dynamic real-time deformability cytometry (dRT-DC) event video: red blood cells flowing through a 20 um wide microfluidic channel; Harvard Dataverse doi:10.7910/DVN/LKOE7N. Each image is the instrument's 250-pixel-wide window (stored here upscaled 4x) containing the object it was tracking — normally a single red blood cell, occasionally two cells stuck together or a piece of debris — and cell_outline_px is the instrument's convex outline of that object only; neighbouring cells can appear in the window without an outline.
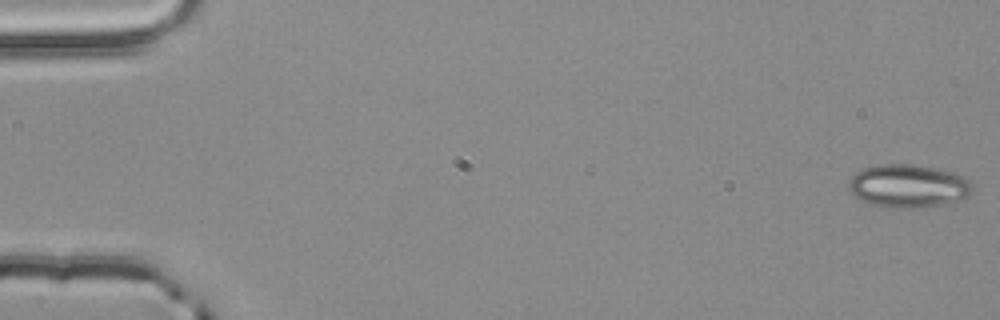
{"species": "common noctule bat (a hibernating species)", "species_latin": "Nyctalus noctula", "temperature_condition": "room temperature", "stored_images_in_passage": 55, "camera_frame_rate_fps": 3000, "um_per_image_px": 0.085, "animal": {"sex": "male", "body_mass_g": 20.4}, "frame": {"image": 1, "passage_image": 1, "time_ms": 0.0, "image_size_px": [1000, 320], "cell_outline_px": [[972, 192], [968, 196], [960, 200], [944, 204], [912, 208], [892, 208], [872, 204], [856, 196], [848, 188], [848, 180], [856, 172], [864, 168], [880, 164], [908, 164], [932, 168], [952, 172], [972, 180]], "centroid_in_image_um": [77.22, 15.81], "position_along_channel_um": 7.8, "area_um2": 30.92}}
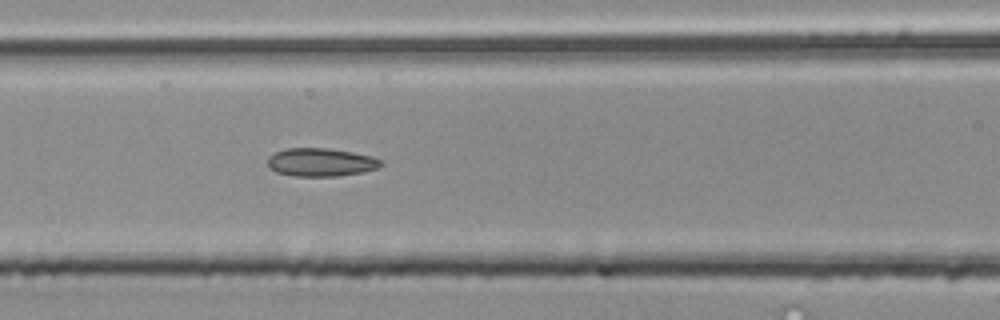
{"frame": {"image": 2, "passage_image": 24, "time_ms": 7.667, "image_size_px": [1000, 320], "cell_outline_px": [[384, 164], [376, 168], [360, 172], [336, 176], [296, 176], [276, 172], [268, 168], [268, 156], [284, 148], [328, 148], [352, 152], [372, 156], [380, 160]], "centroid_in_image_um": [27.23, 13.78], "position_along_channel_um": 139.4, "area_um2": 18.55}}
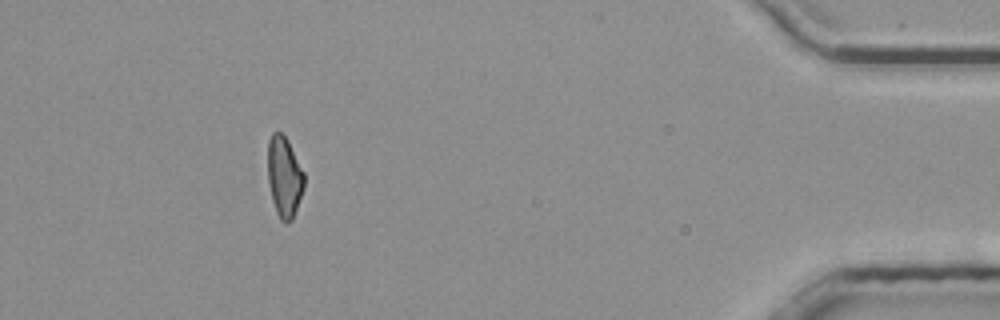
{"frame": {"image": 3, "passage_image": 50, "time_ms": 16.333, "image_size_px": [1000, 320], "cell_outline_px": [[304, 188], [292, 220], [288, 224], [284, 224], [280, 220], [276, 212], [272, 200], [268, 184], [268, 140], [272, 132], [280, 132], [288, 140], [304, 172]], "centroid_in_image_um": [24.16, 15.05], "position_along_channel_um": 411.0, "area_um2": 17.28}, "authors_computed_cell_mechanics": {"area_um2": 18.207, "velocity_mm_per_s": 3.8476, "shape_relaxation_time_tau1_ms": 5.4143, "shape_relaxation_time_tau2_ms": 2.339, "deformation_change_tau1": 0.1354, "deformation_change_tau2": 0.0966}}